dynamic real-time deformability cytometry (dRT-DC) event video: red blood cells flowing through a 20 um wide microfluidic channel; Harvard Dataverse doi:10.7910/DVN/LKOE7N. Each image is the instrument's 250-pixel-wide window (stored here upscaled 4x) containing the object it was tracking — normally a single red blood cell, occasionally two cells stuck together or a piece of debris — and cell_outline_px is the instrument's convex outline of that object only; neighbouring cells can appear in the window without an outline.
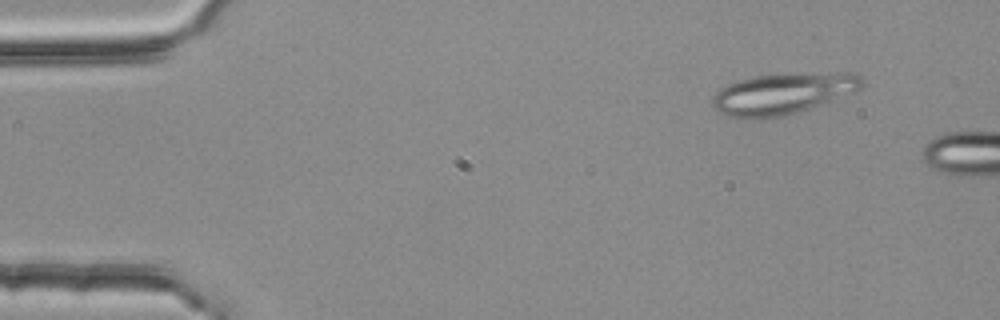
{"species": "common noctule bat (a hibernating species)", "species_latin": "Nyctalus noctula", "temperature_condition": "room temperature", "stored_images_in_passage": 3, "camera_frame_rate_fps": 3000, "um_per_image_px": 0.085, "animal": {"sex": "female", "body_mass_g": 25.1}, "frame": {"image": 1, "passage_image": 1, "time_ms": 0.0, "image_size_px": [1000, 320], "cell_outline_px": [[864, 88], [856, 92], [784, 116], [728, 116], [712, 108], [712, 96], [716, 92], [728, 84], [740, 80], [756, 76], [788, 72], [844, 72], [860, 76], [864, 80]], "centroid_in_image_um": [66.61, 7.9], "position_along_channel_um": 18.4, "area_um2": 35.66}}